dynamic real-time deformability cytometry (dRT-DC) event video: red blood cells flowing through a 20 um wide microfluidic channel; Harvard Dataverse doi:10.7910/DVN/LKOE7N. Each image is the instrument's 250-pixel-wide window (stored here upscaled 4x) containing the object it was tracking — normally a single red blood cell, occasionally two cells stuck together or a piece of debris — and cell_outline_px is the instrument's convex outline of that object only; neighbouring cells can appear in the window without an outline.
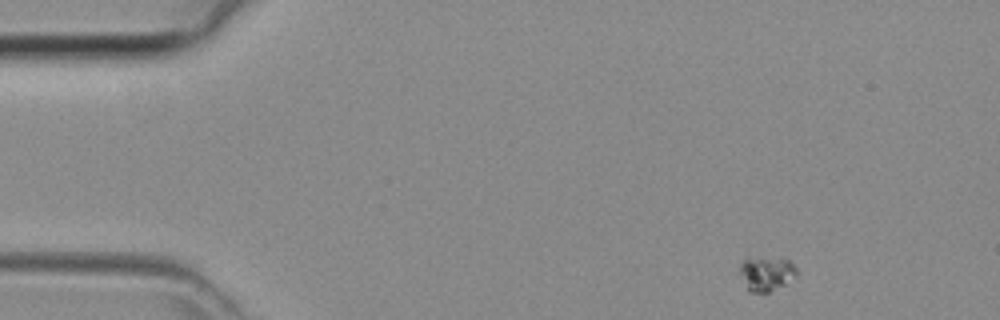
{"species": "common noctule bat (a hibernating species)", "species_latin": "Nyctalus noctula", "temperature_condition": "room temperature", "stored_images_in_passage": 41, "camera_frame_rate_fps": 3000, "um_per_image_px": 0.085, "animal": {"sex": "female", "body_mass_g": 29.2, "forearm_length_mm": 56.3}, "frame": {"image": 1, "passage_image": 1, "time_ms": 0.0, "image_size_px": [1000, 320], "cell_outline_px": [[796, 272], [784, 284], [764, 296], [748, 292], [736, 272], [740, 264], [744, 260], [784, 256], [796, 268]], "centroid_in_image_um": [65.05, 23.3], "position_along_channel_um": 20.0, "area_um2": 11.85}}
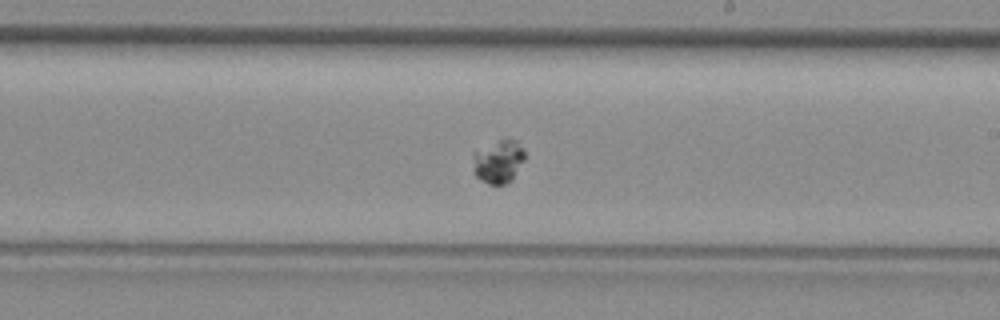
{"frame": {"image": 2, "passage_image": 22, "time_ms": 7.0, "image_size_px": [1000, 320], "cell_outline_px": [[524, 160], [512, 180], [504, 184], [488, 184], [480, 180], [472, 172], [472, 152], [504, 136], [508, 136], [516, 140], [524, 148]], "centroid_in_image_um": [42.34, 13.68], "position_along_channel_um": 246.7, "area_um2": 13.7}}
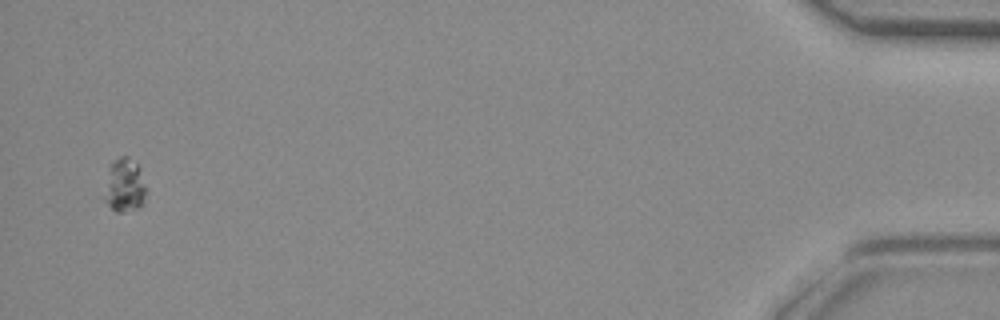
{"frame": {"image": 3, "passage_image": 40, "time_ms": 13.0, "image_size_px": [1000, 320], "cell_outline_px": [[148, 192], [144, 204], [140, 208], [124, 212], [116, 212], [104, 200], [104, 196], [108, 168], [120, 156], [128, 156], [140, 168]], "centroid_in_image_um": [10.63, 15.8], "position_along_channel_um": 424.6, "area_um2": 13.29}}